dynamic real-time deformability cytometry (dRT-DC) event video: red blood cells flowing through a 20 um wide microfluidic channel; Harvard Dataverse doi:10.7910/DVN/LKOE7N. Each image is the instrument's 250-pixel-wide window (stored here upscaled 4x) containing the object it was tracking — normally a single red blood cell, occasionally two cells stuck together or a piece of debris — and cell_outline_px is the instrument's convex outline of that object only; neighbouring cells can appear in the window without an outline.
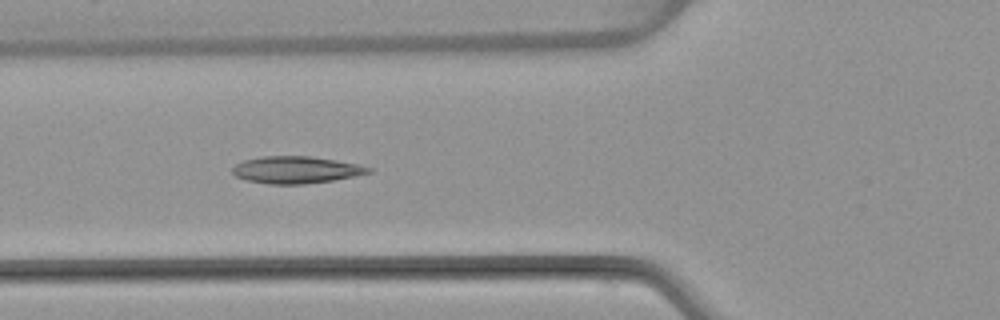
{"species": "common noctule bat (a hibernating species)", "species_latin": "Nyctalus noctula", "temperature_condition": "warm", "stored_images_in_passage": 7, "camera_frame_rate_fps": 3000, "um_per_image_px": 0.085, "animal": {"sex": "female", "body_mass_g": 22.7, "forearm_length_mm": 54.2}, "frame": {"image": 1, "passage_image": 6, "time_ms": 6.0, "image_size_px": [1000, 320], "cell_outline_px": [[372, 172], [356, 176], [332, 180], [304, 184], [268, 184], [248, 180], [236, 176], [232, 172], [232, 168], [236, 164], [244, 160], [264, 156], [308, 156], [336, 160], [356, 164], [372, 168]], "centroid_in_image_um": [25.17, 14.43], "position_along_channel_um": 100.6, "area_um2": 21.27}}
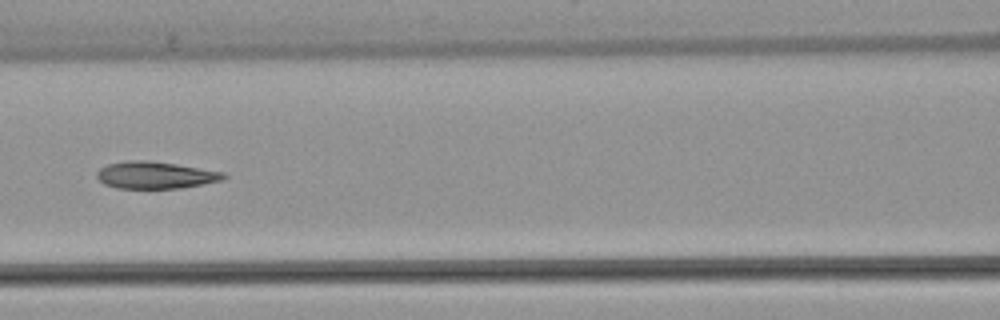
{"frame": {"image": 2, "passage_image": 7, "time_ms": 7.333, "image_size_px": [1000, 320], "cell_outline_px": [[228, 176], [224, 180], [204, 184], [180, 188], [116, 188], [104, 184], [96, 176], [96, 172], [100, 168], [108, 164], [128, 160], [148, 160], [176, 164], [224, 172]], "centroid_in_image_um": [13.22, 14.88], "position_along_channel_um": 153.4, "area_um2": 20.06}}